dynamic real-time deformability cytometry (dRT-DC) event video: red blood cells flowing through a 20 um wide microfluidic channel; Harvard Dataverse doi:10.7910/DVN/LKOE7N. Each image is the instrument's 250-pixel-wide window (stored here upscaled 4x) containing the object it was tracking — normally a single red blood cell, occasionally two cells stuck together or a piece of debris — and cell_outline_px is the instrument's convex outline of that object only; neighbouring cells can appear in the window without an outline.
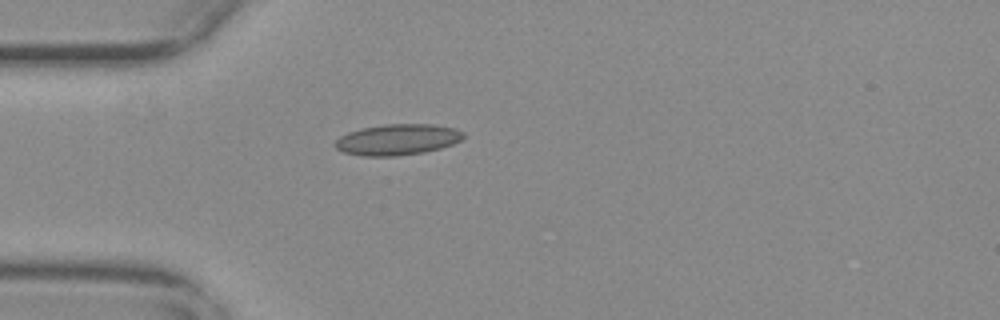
{"species": "common noctule bat (a hibernating species)", "species_latin": "Nyctalus noctula", "temperature_condition": "warm", "stored_images_in_passage": 42, "camera_frame_rate_fps": 3000, "um_per_image_px": 0.085, "animal": {"sex": "female", "body_mass_g": 29.2, "forearm_length_mm": 56.3}, "frame": {"image": 1, "passage_image": 2, "time_ms": 0.333, "image_size_px": [1000, 320], "cell_outline_px": [[464, 136], [460, 140], [452, 144], [440, 148], [424, 152], [396, 156], [360, 156], [344, 152], [336, 148], [332, 144], [340, 136], [348, 132], [360, 128], [384, 124], [432, 124], [456, 128], [464, 132]], "centroid_in_image_um": [33.76, 11.86], "position_along_channel_um": 51.2, "area_um2": 23.29}}
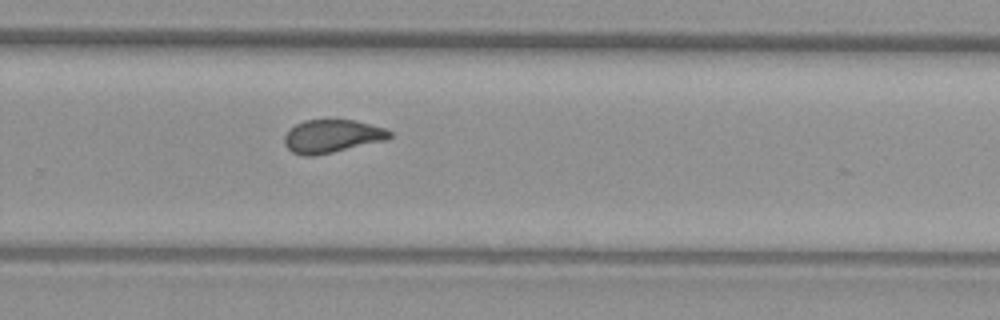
{"frame": {"image": 2, "passage_image": 23, "time_ms": 7.333, "image_size_px": [1000, 320], "cell_outline_px": [[392, 136], [388, 140], [332, 152], [312, 156], [304, 156], [292, 152], [284, 144], [284, 136], [296, 124], [304, 120], [352, 120], [384, 128], [392, 132]], "centroid_in_image_um": [28.23, 11.58], "position_along_channel_um": 301.6, "area_um2": 20.11}}
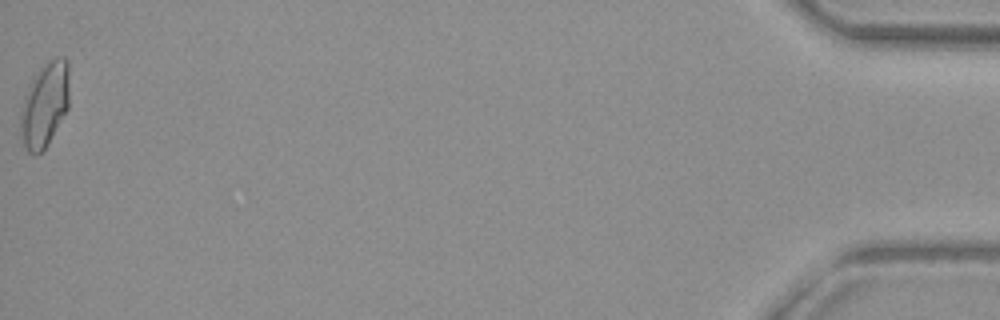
{"frame": {"image": 3, "passage_image": 42, "time_ms": 13.667, "image_size_px": [1000, 320], "cell_outline_px": [[68, 108], [48, 144], [36, 156], [28, 152], [24, 144], [20, 124], [20, 116], [24, 96], [28, 84], [40, 68], [52, 56], [64, 56], [68, 60]], "centroid_in_image_um": [3.8, 8.85], "position_along_channel_um": 431.4, "area_um2": 24.1}, "authors_computed_cell_mechanics": {"area_um2": 20.6635, "velocity_mm_per_s": 3.7178, "shape_relaxation_time_tau1_ms": null, "shape_relaxation_time_tau2_ms": 1.3782, "deformation_change_tau1": null, "deformation_change_tau2": 0.0722}}